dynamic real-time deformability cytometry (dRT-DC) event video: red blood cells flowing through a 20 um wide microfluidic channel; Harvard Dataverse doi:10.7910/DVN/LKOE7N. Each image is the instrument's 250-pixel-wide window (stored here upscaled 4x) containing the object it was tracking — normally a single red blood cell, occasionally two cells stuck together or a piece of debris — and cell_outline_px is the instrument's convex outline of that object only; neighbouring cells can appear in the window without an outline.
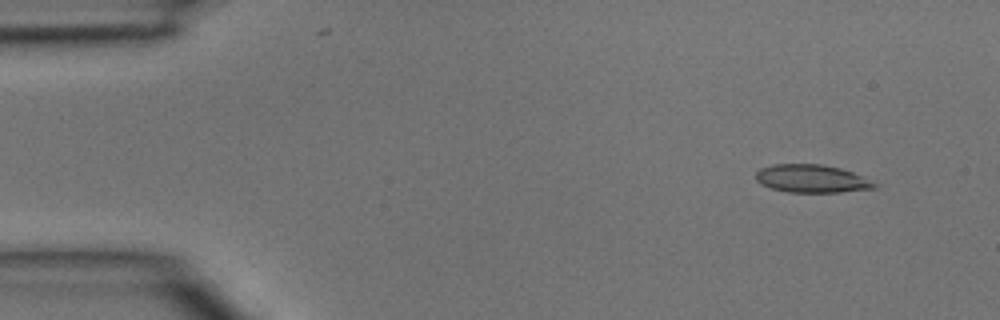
{"species": "common noctule bat (a hibernating species)", "species_latin": "Nyctalus noctula", "temperature_condition": "room temperature", "stored_images_in_passage": 5, "segment_of_instrument_passage": [1, 2], "camera_frame_rate_fps": 3000, "um_per_image_px": 0.085, "animal": {"sex": "male", "body_mass_g": 15.6}, "frame": {"image": 1, "passage_image": 2, "time_ms": 0.333, "image_size_px": [1000, 320], "cell_outline_px": [[880, 184], [876, 188], [840, 192], [788, 192], [772, 188], [760, 184], [756, 180], [756, 172], [760, 168], [772, 164], [820, 164], [840, 168], [852, 172]], "centroid_in_image_um": [69.0, 15.18], "position_along_channel_um": 16.0, "area_um2": 19.36}}